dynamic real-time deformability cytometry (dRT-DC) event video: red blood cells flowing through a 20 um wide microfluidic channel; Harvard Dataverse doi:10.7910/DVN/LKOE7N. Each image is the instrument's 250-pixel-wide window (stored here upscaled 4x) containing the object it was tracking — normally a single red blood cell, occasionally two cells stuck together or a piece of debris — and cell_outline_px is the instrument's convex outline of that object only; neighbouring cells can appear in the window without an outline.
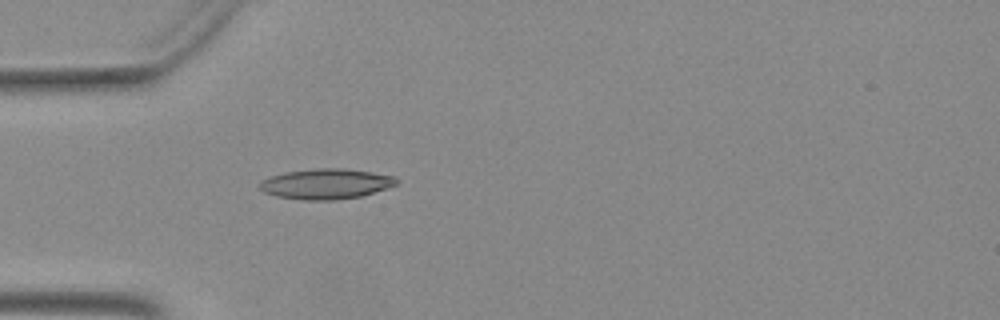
{"species": "Egyptian fruit bat (a non-hibernating species)", "species_latin": "Rousettus aegyptiacus", "temperature_condition": "warm", "stored_images_in_passage": 37, "camera_frame_rate_fps": 3000, "um_per_image_px": 0.085, "animal": {"sex": "female"}, "frame": {"image": 1, "passage_image": 2, "time_ms": 0.333, "image_size_px": [1000, 320], "cell_outline_px": [[396, 184], [388, 188], [360, 196], [332, 200], [304, 200], [276, 196], [264, 192], [260, 188], [260, 184], [264, 180], [272, 176], [284, 172], [320, 168], [344, 168], [372, 172], [392, 176], [396, 180]], "centroid_in_image_um": [27.71, 15.63], "position_along_channel_um": 57.3, "area_um2": 23.81}}
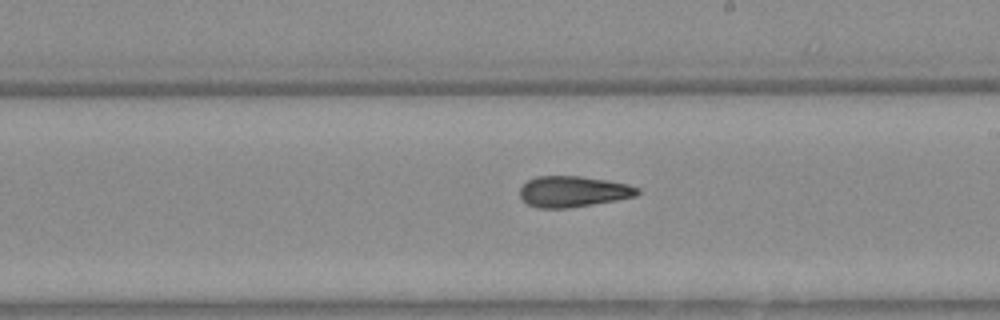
{"frame": {"image": 2, "passage_image": 16, "time_ms": 5.0, "image_size_px": [1000, 320], "cell_outline_px": [[640, 192], [636, 196], [616, 200], [568, 208], [536, 208], [520, 200], [520, 188], [528, 180], [536, 176], [580, 176], [608, 180], [628, 184], [640, 188]], "centroid_in_image_um": [48.7, 16.28], "position_along_channel_um": 240.3, "area_um2": 21.33}}
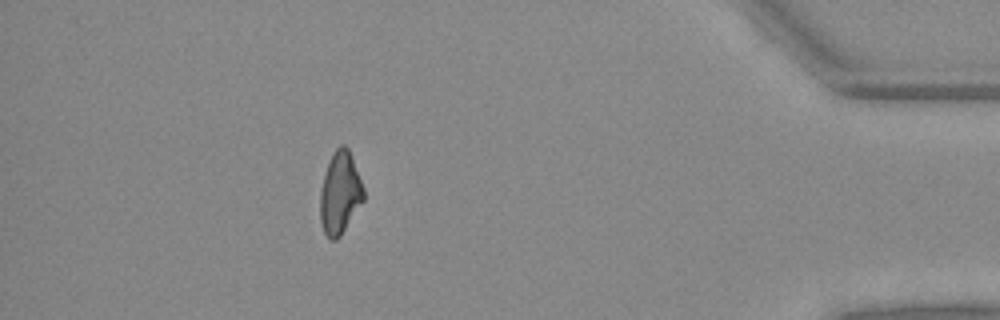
{"frame": {"image": 3, "passage_image": 32, "time_ms": 10.333, "image_size_px": [1000, 320], "cell_outline_px": [[364, 200], [340, 236], [336, 240], [332, 240], [324, 232], [320, 220], [320, 192], [324, 172], [332, 152], [340, 144], [344, 144], [348, 148], [364, 188]], "centroid_in_image_um": [28.89, 16.38], "position_along_channel_um": 406.3, "area_um2": 20.81}}